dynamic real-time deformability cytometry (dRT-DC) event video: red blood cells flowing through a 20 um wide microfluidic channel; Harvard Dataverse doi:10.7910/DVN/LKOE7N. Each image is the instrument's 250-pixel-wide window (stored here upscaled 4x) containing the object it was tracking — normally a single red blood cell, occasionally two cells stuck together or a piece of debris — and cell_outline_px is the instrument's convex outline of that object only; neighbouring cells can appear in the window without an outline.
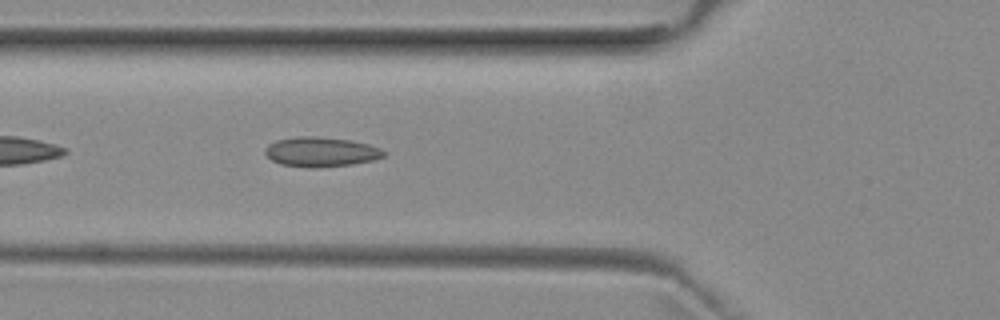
{"species": "common noctule bat (a hibernating species)", "species_latin": "Nyctalus noctula", "temperature_condition": "room temperature", "stored_images_in_passage": 38, "camera_frame_rate_fps": 3000, "um_per_image_px": 0.085, "animal": {"sex": "female", "body_mass_g": 29.2, "forearm_length_mm": 56.3}, "frame": {"image": 1, "passage_image": 5, "time_ms": 1.333, "image_size_px": [1000, 320], "cell_outline_px": [[388, 152], [384, 156], [372, 160], [352, 164], [312, 168], [308, 168], [280, 164], [272, 160], [264, 152], [264, 148], [268, 144], [276, 140], [296, 136], [316, 136], [348, 140], [368, 144], [380, 148]], "centroid_in_image_um": [27.25, 12.91], "position_along_channel_um": 98.5, "area_um2": 20.58}}
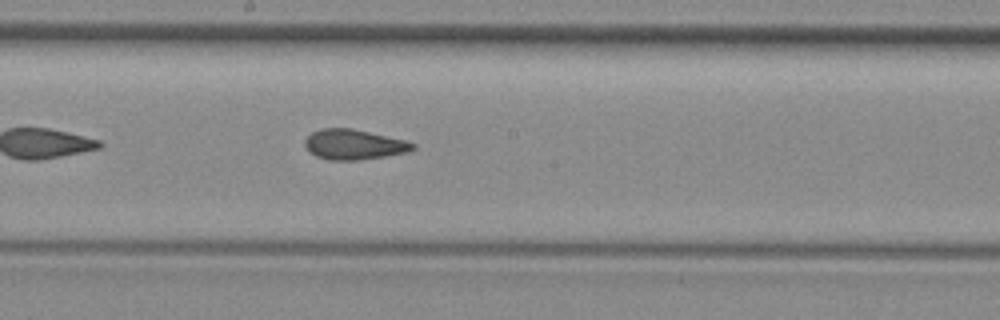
{"frame": {"image": 2, "passage_image": 14, "time_ms": 4.333, "image_size_px": [1000, 320], "cell_outline_px": [[416, 148], [408, 152], [360, 160], [328, 160], [316, 156], [308, 152], [304, 144], [304, 140], [312, 132], [320, 128], [352, 128], [404, 140], [416, 144]], "centroid_in_image_um": [30.05, 12.28], "position_along_channel_um": 218.2, "area_um2": 19.02}}
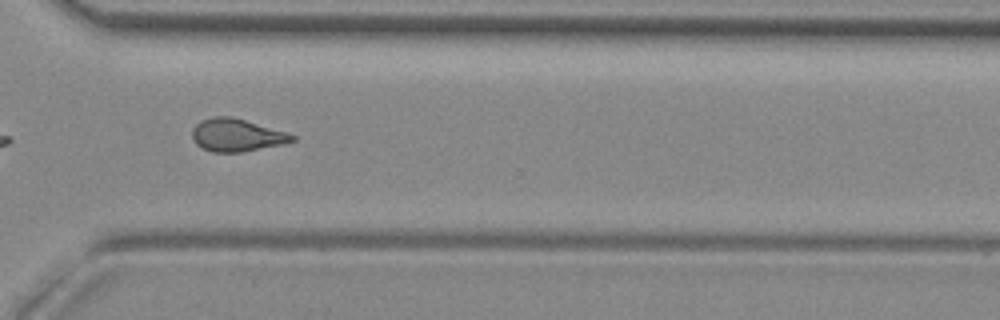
{"frame": {"image": 3, "passage_image": 24, "time_ms": 7.667, "image_size_px": [1000, 320], "cell_outline_px": [[296, 140], [284, 144], [240, 152], [212, 152], [196, 144], [192, 140], [192, 128], [200, 120], [216, 116], [232, 116], [288, 132], [296, 136]], "centroid_in_image_um": [20.12, 11.47], "position_along_channel_um": 350.5, "area_um2": 19.19}, "authors_computed_cell_mechanics": {"area_um2": 18.9873, "velocity_mm_per_s": 3.9776, "shape_relaxation_time_tau1_ms": null, "shape_relaxation_time_tau2_ms": 1.4054, "deformation_change_tau1": null, "deformation_change_tau2": 0.0922}}